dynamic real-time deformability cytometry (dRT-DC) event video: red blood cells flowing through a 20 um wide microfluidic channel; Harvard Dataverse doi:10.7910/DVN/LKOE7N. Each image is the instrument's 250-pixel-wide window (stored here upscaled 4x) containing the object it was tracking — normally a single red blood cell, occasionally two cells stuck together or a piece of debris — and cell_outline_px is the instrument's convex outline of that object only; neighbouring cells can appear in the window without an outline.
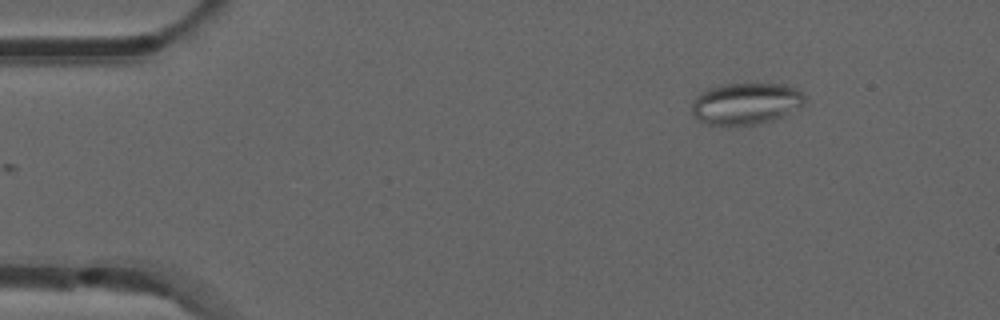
{"species": "common noctule bat (a hibernating species)", "species_latin": "Nyctalus noctula", "temperature_condition": "room temperature", "stored_images_in_passage": 36, "camera_frame_rate_fps": 3000, "um_per_image_px": 0.085, "animal": {"sex": "male", "forearm_length_mm": 52.5}, "frame": {"image": 1, "passage_image": 1, "time_ms": 0.0, "image_size_px": [1000, 320], "cell_outline_px": [[804, 104], [784, 116], [776, 120], [760, 124], [708, 124], [700, 120], [692, 112], [692, 104], [696, 96], [700, 92], [708, 88], [724, 84], [784, 84], [796, 88], [804, 96]], "centroid_in_image_um": [63.42, 8.79], "position_along_channel_um": 21.6, "area_um2": 27.22}}
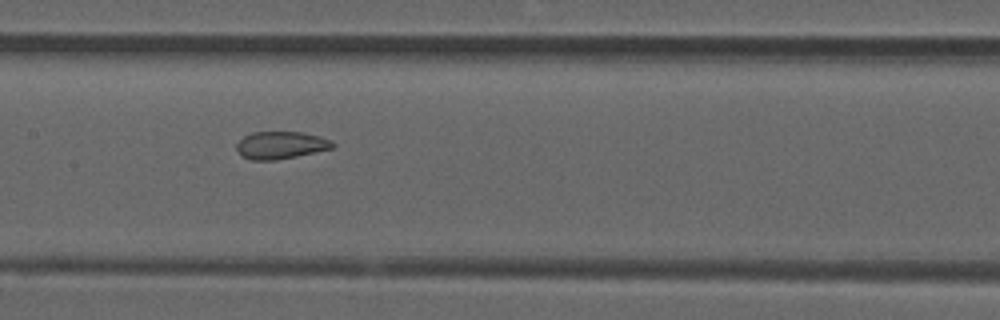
{"frame": {"image": 2, "passage_image": 20, "time_ms": 6.333, "image_size_px": [1000, 320], "cell_outline_px": [[336, 144], [332, 148], [296, 156], [276, 160], [252, 160], [240, 156], [236, 148], [236, 144], [244, 136], [252, 132], [304, 132], [320, 136], [332, 140]], "centroid_in_image_um": [23.86, 12.33], "position_along_channel_um": 183.5, "area_um2": 15.43}}
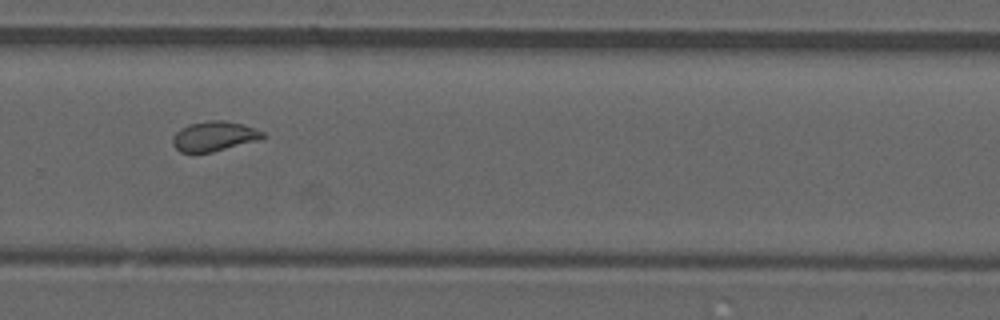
{"frame": {"image": 3, "passage_image": 30, "time_ms": 9.667, "image_size_px": [1000, 320], "cell_outline_px": [[268, 136], [264, 140], [212, 152], [180, 152], [172, 144], [172, 136], [180, 128], [188, 124], [208, 120], [224, 120], [240, 124], [264, 132]], "centroid_in_image_um": [18.24, 11.59], "position_along_channel_um": 311.6, "area_um2": 15.95}, "authors_computed_cell_mechanics": {"area_um2": 16.184, "velocity_mm_per_s": 3.8574, "shape_relaxation_time_tau1_ms": null, "shape_relaxation_time_tau2_ms": 1.2693, "deformation_change_tau1": null, "deformation_change_tau2": 0.0655}}